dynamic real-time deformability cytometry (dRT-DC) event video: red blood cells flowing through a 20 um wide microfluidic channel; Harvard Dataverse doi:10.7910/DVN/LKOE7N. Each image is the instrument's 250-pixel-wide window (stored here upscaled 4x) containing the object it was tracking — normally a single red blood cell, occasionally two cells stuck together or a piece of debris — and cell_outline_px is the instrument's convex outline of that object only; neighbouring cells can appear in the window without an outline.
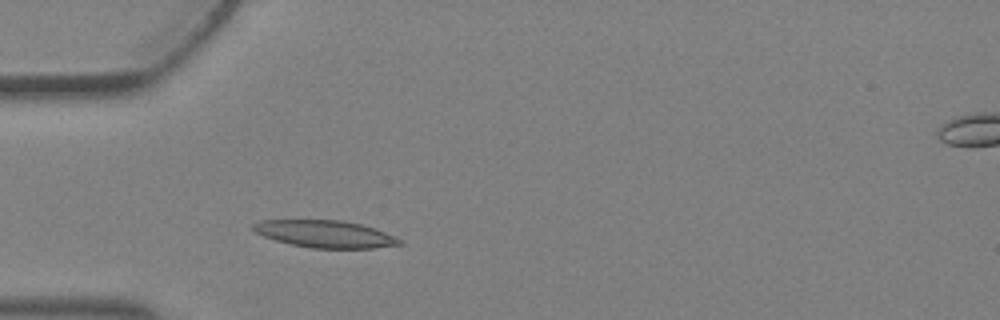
{"species": "Egyptian fruit bat (a non-hibernating species)", "species_latin": "Rousettus aegyptiacus", "temperature_condition": "warm", "stored_images_in_passage": 4, "camera_frame_rate_fps": 3000, "um_per_image_px": 0.085, "animal": {"sex": "female"}, "frame": {"image": 1, "passage_image": 3, "time_ms": 0.667, "image_size_px": [1000, 320], "cell_outline_px": [[404, 244], [376, 248], [312, 248], [292, 244], [276, 240], [264, 236], [256, 232], [252, 228], [252, 224], [260, 220], [340, 220], [360, 224], [384, 232], [404, 240]], "centroid_in_image_um": [27.66, 19.89], "position_along_channel_um": 57.3, "area_um2": 23.06}}